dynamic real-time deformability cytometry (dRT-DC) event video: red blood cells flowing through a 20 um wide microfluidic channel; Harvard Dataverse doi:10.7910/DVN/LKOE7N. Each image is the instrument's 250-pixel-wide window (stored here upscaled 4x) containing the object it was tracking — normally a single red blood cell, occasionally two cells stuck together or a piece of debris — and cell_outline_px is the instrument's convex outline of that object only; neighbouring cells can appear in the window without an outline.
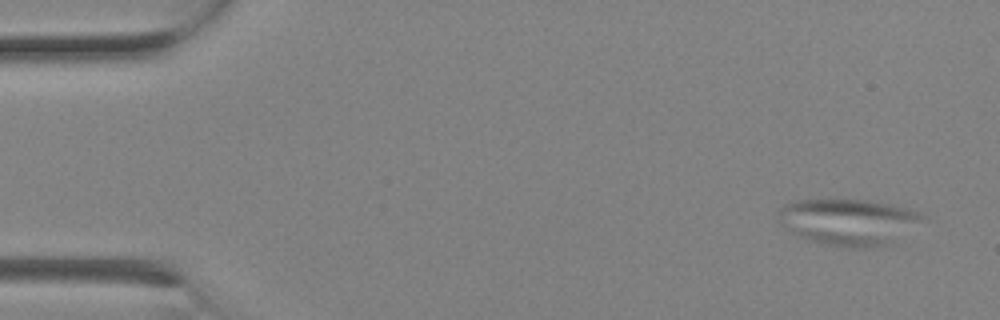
{"species": "Egyptian fruit bat (a non-hibernating species)", "species_latin": "Rousettus aegyptiacus", "temperature_condition": "room temperature", "stored_images_in_passage": 3, "camera_frame_rate_fps": 3000, "um_per_image_px": 0.085, "animal": {"sex": "female"}, "frame": {"image": 1, "passage_image": 1, "time_ms": 0.0, "image_size_px": [1000, 320], "cell_outline_px": [[928, 216], [924, 220], [888, 240], [880, 244], [868, 248], [844, 248], [824, 244], [808, 240], [792, 232], [780, 224], [780, 208], [784, 204], [796, 200], [868, 200], [896, 204], [920, 212]], "centroid_in_image_um": [72.08, 18.82], "position_along_channel_um": 12.9, "area_um2": 38.21}}